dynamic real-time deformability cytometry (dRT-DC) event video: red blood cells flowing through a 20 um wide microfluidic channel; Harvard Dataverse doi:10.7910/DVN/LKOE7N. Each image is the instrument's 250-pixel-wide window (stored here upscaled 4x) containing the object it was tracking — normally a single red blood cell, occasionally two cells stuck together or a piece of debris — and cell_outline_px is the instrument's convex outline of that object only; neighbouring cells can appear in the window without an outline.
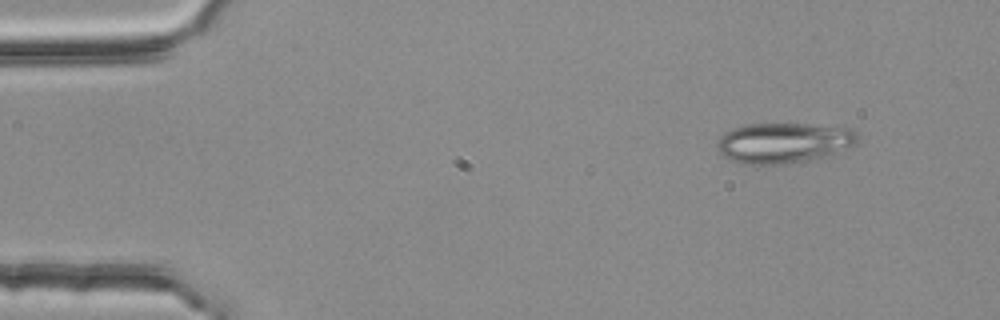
{"species": "common noctule bat (a hibernating species)", "species_latin": "Nyctalus noctula", "temperature_condition": "room temperature", "stored_images_in_passage": 3, "camera_frame_rate_fps": 3000, "um_per_image_px": 0.085, "animal": {"sex": "female", "body_mass_g": 25.1}, "frame": {"image": 1, "passage_image": 1, "time_ms": 0.0, "image_size_px": [1000, 320], "cell_outline_px": [[860, 136], [856, 144], [824, 156], [788, 164], [748, 164], [732, 160], [724, 156], [720, 152], [716, 144], [720, 136], [724, 132], [732, 128], [748, 124], [804, 124], [852, 128]], "centroid_in_image_um": [66.6, 12.13], "position_along_channel_um": 18.4, "area_um2": 32.83}}